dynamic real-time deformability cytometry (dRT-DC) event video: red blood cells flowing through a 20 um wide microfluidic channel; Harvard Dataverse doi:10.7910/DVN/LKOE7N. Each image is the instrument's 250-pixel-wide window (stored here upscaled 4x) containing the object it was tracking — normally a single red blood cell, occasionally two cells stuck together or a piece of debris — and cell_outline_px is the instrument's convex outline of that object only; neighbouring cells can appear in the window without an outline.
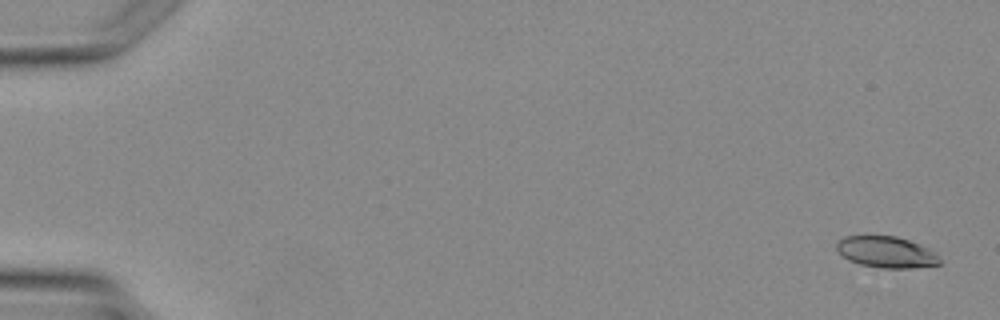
{"species": "Egyptian fruit bat (a non-hibernating species)", "species_latin": "Rousettus aegyptiacus", "temperature_condition": "warm", "stored_images_in_passage": 4, "camera_frame_rate_fps": 3000, "um_per_image_px": 0.085, "animal": {"sex": "female"}, "frame": {"image": 1, "passage_image": 1, "time_ms": 0.0, "image_size_px": [1000, 320], "cell_outline_px": [[940, 264], [912, 268], [880, 268], [860, 264], [848, 260], [836, 248], [836, 244], [844, 236], [896, 236], [920, 244], [928, 248], [940, 260]], "centroid_in_image_um": [75.32, 21.43], "position_along_channel_um": 9.7, "area_um2": 18.55}}
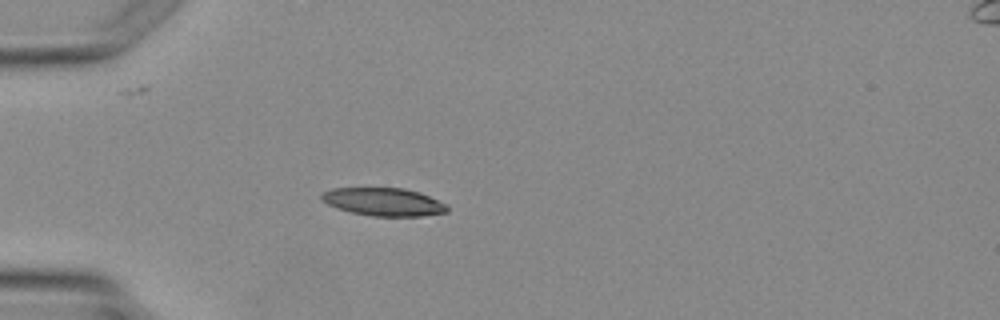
{"frame": {"image": 2, "passage_image": 4, "time_ms": 3.667, "image_size_px": [1000, 320], "cell_outline_px": [[448, 212], [420, 216], [372, 216], [352, 212], [336, 208], [320, 200], [320, 196], [324, 192], [332, 188], [404, 188], [420, 192], [448, 204]], "centroid_in_image_um": [32.62, 17.15], "position_along_channel_um": 52.4, "area_um2": 20.58}}